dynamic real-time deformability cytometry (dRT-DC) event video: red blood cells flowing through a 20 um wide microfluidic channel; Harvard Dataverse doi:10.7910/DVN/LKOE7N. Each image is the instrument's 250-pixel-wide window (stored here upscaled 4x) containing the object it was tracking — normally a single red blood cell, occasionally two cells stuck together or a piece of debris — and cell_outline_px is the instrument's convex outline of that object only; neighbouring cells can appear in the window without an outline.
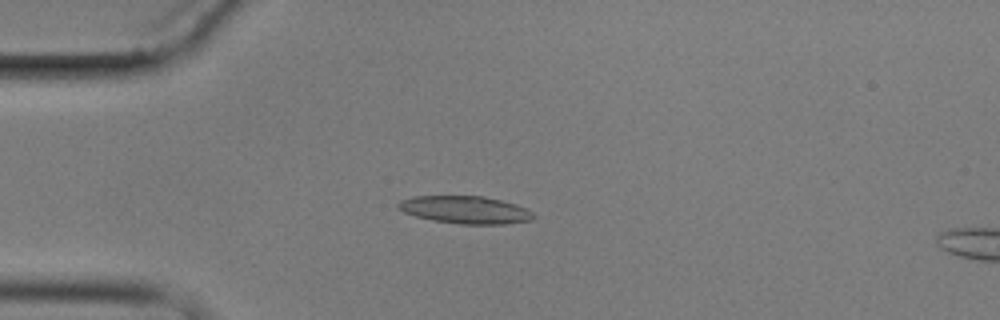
{"species": "common noctule bat (a hibernating species)", "species_latin": "Nyctalus noctula", "temperature_condition": "cold", "stored_images_in_passage": 5, "camera_frame_rate_fps": 3000, "um_per_image_px": 0.085, "animal": {"sex": "male", "body_mass_g": 17.9}, "frame": {"image": 1, "passage_image": 3, "time_ms": 2.333, "image_size_px": [1000, 320], "cell_outline_px": [[536, 216], [532, 220], [504, 224], [460, 224], [432, 220], [416, 216], [404, 212], [396, 208], [396, 204], [400, 200], [412, 196], [484, 196], [516, 204], [528, 208]], "centroid_in_image_um": [39.55, 17.83], "position_along_channel_um": 45.5, "area_um2": 21.91}}
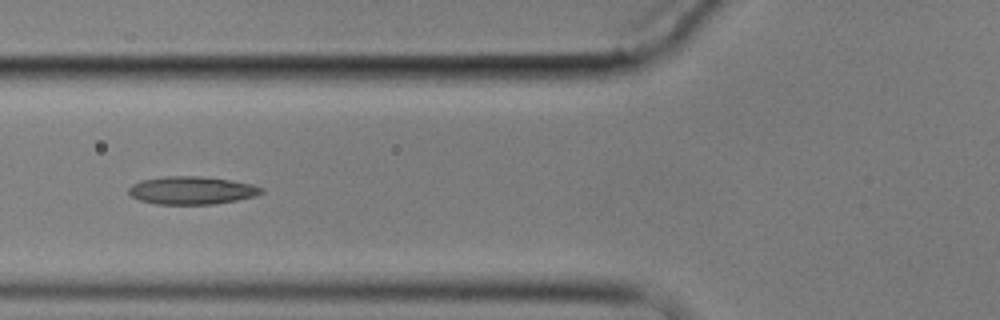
{"frame": {"image": 2, "passage_image": 5, "time_ms": 4.667, "image_size_px": [1000, 320], "cell_outline_px": [[264, 192], [256, 196], [236, 200], [212, 204], [156, 204], [140, 200], [132, 196], [128, 192], [128, 188], [132, 184], [140, 180], [164, 176], [200, 176], [232, 180], [252, 184], [264, 188]], "centroid_in_image_um": [16.3, 16.17], "position_along_channel_um": 109.5, "area_um2": 21.68}}